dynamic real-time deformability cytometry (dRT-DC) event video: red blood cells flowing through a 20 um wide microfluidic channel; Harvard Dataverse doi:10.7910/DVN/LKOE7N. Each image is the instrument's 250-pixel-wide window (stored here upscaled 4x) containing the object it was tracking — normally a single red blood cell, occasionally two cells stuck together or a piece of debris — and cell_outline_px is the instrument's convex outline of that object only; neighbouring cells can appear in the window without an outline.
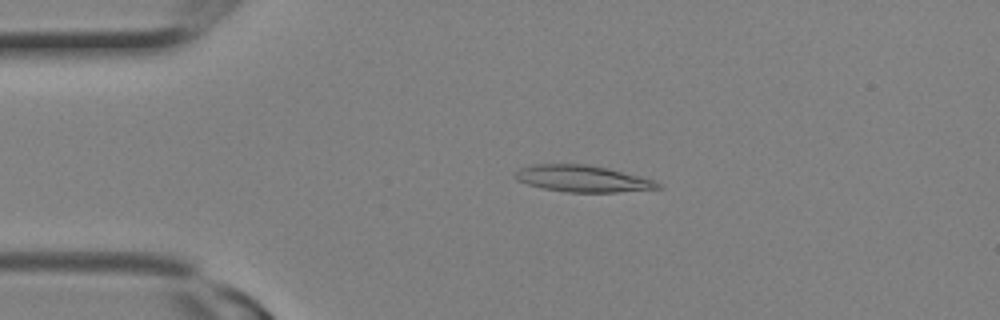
{"species": "Egyptian fruit bat (a non-hibernating species)", "species_latin": "Rousettus aegyptiacus", "temperature_condition": "room temperature", "stored_images_in_passage": 8, "camera_frame_rate_fps": 3000, "um_per_image_px": 0.085, "animal": {"sex": "female"}, "frame": {"image": 1, "passage_image": 6, "time_ms": 1.667, "image_size_px": [1000, 320], "cell_outline_px": [[664, 188], [616, 192], [568, 192], [544, 188], [528, 184], [516, 180], [512, 176], [520, 168], [528, 164], [588, 164], [608, 168], [640, 176], [652, 180], [660, 184]], "centroid_in_image_um": [49.49, 15.17], "position_along_channel_um": 35.5, "area_um2": 22.14}}